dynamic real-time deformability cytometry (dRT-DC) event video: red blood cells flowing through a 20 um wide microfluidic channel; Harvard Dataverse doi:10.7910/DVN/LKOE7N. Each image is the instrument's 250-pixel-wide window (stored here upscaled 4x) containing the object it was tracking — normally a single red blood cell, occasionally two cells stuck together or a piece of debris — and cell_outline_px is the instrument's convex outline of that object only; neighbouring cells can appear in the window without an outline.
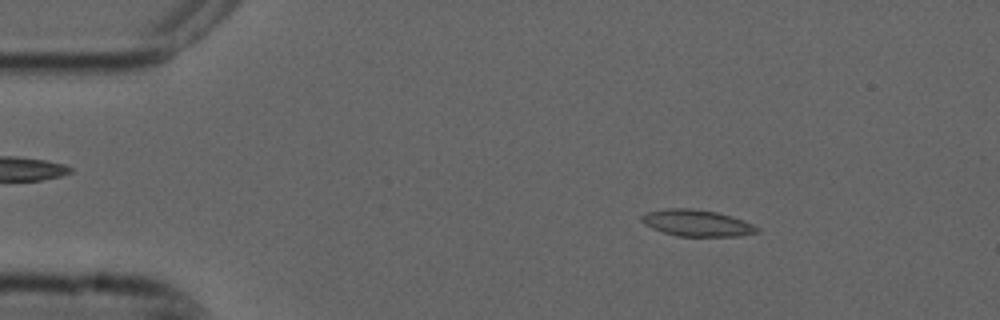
{"species": "common noctule bat (a hibernating species)", "species_latin": "Nyctalus noctula", "temperature_condition": "cold", "stored_images_in_passage": 4, "camera_frame_rate_fps": 3000, "um_per_image_px": 0.085, "animal": {"sex": "male", "forearm_length_mm": 52.5}, "frame": {"image": 1, "passage_image": 1, "time_ms": 0.0, "image_size_px": [1000, 320], "cell_outline_px": [[760, 232], [740, 236], [676, 236], [652, 228], [644, 224], [640, 220], [640, 216], [648, 212], [668, 208], [688, 208], [716, 212], [732, 216], [744, 220], [760, 228]], "centroid_in_image_um": [59.25, 18.96], "position_along_channel_um": 25.7, "area_um2": 17.86}}
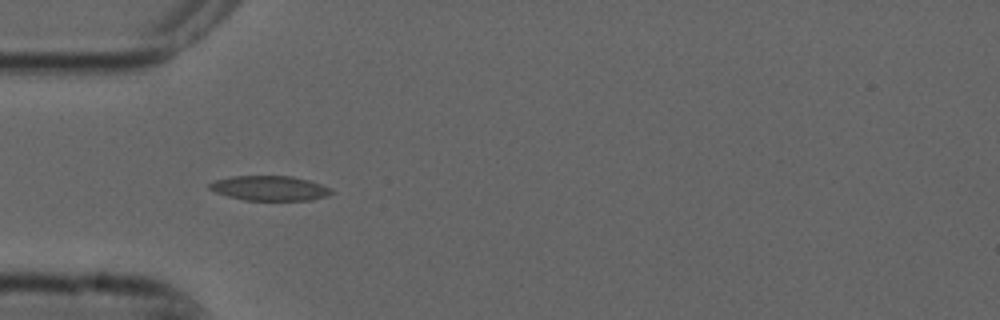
{"frame": {"image": 2, "passage_image": 3, "time_ms": 0.667, "image_size_px": [1000, 320], "cell_outline_px": [[332, 192], [328, 196], [312, 200], [244, 200], [228, 196], [216, 192], [208, 188], [208, 184], [216, 180], [232, 176], [292, 176], [308, 180], [332, 188]], "centroid_in_image_um": [22.93, 16.0], "position_along_channel_um": 62.1, "area_um2": 17.57}}
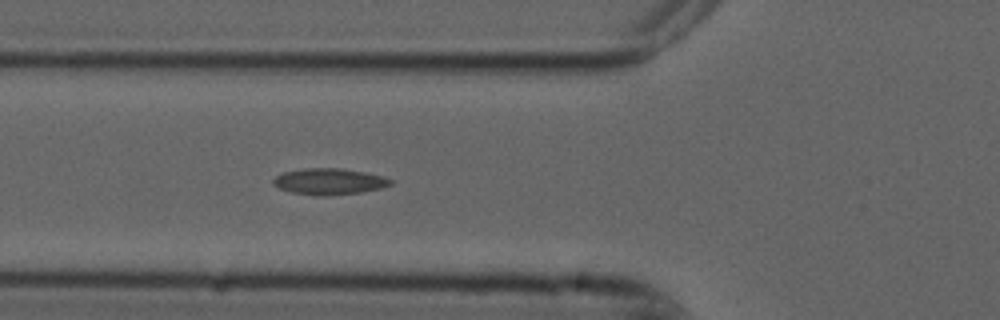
{"frame": {"image": 3, "passage_image": 4, "time_ms": 1.0, "image_size_px": [1000, 320], "cell_outline_px": [[392, 184], [380, 188], [360, 192], [328, 196], [316, 196], [292, 192], [280, 188], [272, 184], [272, 180], [276, 176], [284, 172], [304, 168], [340, 168], [364, 172], [380, 176], [392, 180]], "centroid_in_image_um": [27.94, 15.43], "position_along_channel_um": 97.9, "area_um2": 17.8}}